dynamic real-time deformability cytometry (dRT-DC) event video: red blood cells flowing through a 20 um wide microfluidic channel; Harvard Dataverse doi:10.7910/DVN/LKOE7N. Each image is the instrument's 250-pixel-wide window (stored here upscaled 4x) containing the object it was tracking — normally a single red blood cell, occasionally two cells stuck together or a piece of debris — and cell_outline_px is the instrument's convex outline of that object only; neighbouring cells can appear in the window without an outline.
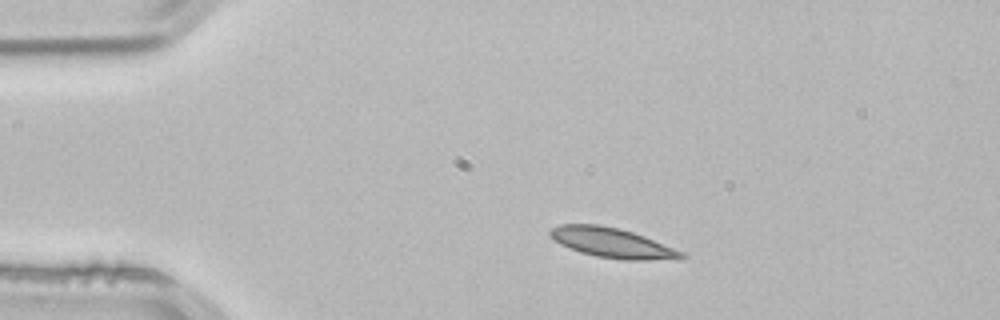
{"species": "common noctule bat (a hibernating species)", "species_latin": "Nyctalus noctula", "temperature_condition": "room temperature", "stored_images_in_passage": 44, "camera_frame_rate_fps": 3000, "um_per_image_px": 0.085, "animal": {"sex": "male", "body_mass_g": 21.5, "forearm_length_mm": 52.0}, "frame": {"image": 1, "passage_image": 1, "time_ms": 0.0, "image_size_px": [1000, 320], "cell_outline_px": [[688, 256], [680, 260], [624, 260], [596, 256], [580, 252], [560, 244], [548, 236], [548, 232], [552, 228], [560, 224], [600, 224], [632, 232], [644, 236], [684, 252]], "centroid_in_image_um": [52.06, 20.65], "position_along_channel_um": 32.9, "area_um2": 23.0}}
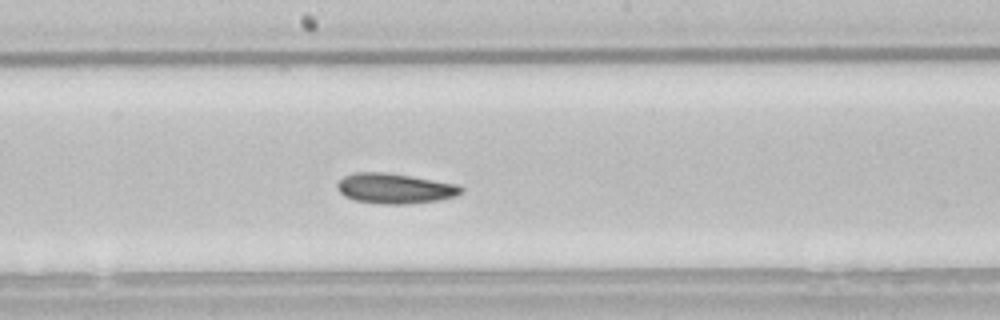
{"frame": {"image": 2, "passage_image": 19, "time_ms": 6.0, "image_size_px": [1000, 320], "cell_outline_px": [[464, 192], [456, 196], [440, 200], [408, 204], [380, 204], [356, 200], [344, 196], [340, 192], [336, 184], [344, 176], [352, 172], [384, 172], [412, 176], [456, 184], [464, 188]], "centroid_in_image_um": [33.58, 16.02], "position_along_channel_um": 214.6, "area_um2": 21.91}}
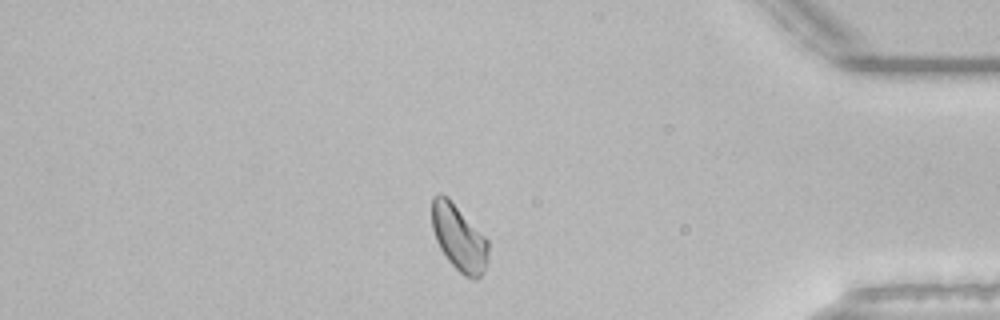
{"frame": {"image": 3, "passage_image": 36, "time_ms": 11.667, "image_size_px": [1000, 320], "cell_outline_px": [[488, 260], [484, 272], [476, 280], [472, 280], [464, 276], [448, 260], [440, 248], [436, 240], [432, 228], [432, 196], [440, 192], [448, 196], [488, 240]], "centroid_in_image_um": [39.01, 20.21], "position_along_channel_um": 396.2, "area_um2": 21.85}, "authors_computed_cell_mechanics": {"area_um2": 21.6461, "velocity_mm_per_s": 3.7971, "shape_relaxation_time_tau1_ms": 9.0588, "shape_relaxation_time_tau2_ms": 5.0933, "deformation_change_tau1": 0.1306, "deformation_change_tau2": 0.0857}}